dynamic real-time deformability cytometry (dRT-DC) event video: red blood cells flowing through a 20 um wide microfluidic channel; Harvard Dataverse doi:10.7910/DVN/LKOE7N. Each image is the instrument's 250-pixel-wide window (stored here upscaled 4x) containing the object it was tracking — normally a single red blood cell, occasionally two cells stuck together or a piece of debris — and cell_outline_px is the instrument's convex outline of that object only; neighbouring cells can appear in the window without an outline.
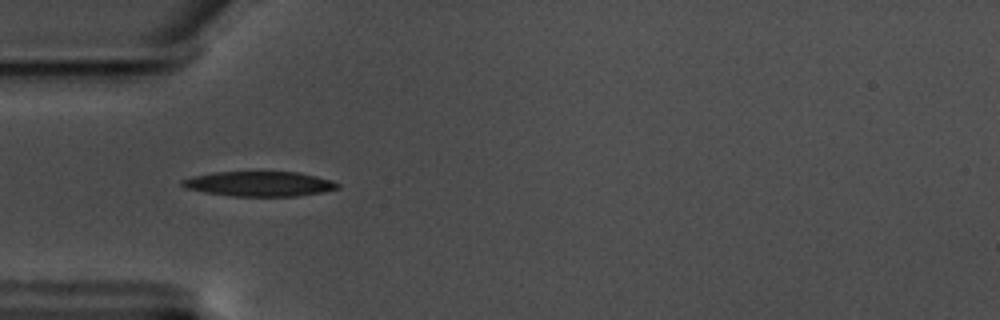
{"species": "common noctule bat (a hibernating species)", "species_latin": "Nyctalus noctula", "temperature_condition": "warm", "stored_images_in_passage": 41, "camera_frame_rate_fps": 3000, "um_per_image_px": 0.085, "animal": {"sex": "male", "body_mass_g": 17.5, "forearm_length_mm": 52.3}, "frame": {"image": 1, "passage_image": 1, "time_ms": 0.0, "image_size_px": [1000, 320], "cell_outline_px": [[340, 188], [324, 192], [296, 196], [232, 196], [204, 192], [184, 188], [180, 184], [180, 180], [212, 172], [296, 172], [316, 176], [332, 180], [340, 184]], "centroid_in_image_um": [22.05, 15.63], "position_along_channel_um": 62.9, "area_um2": 22.6}}
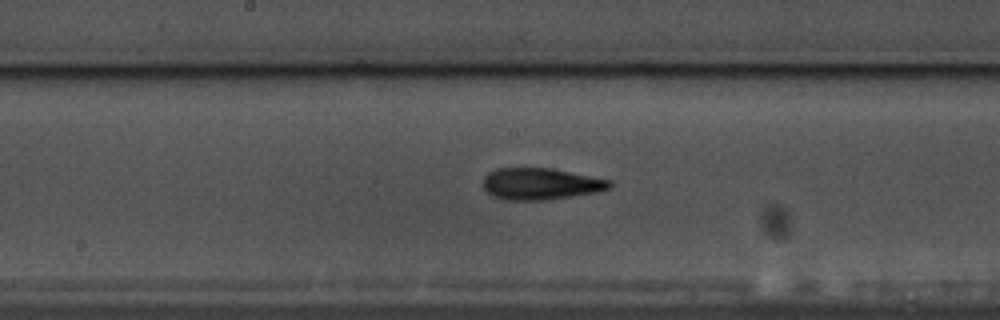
{"frame": {"image": 2, "passage_image": 13, "time_ms": 4.0, "image_size_px": [1000, 320], "cell_outline_px": [[612, 184], [608, 188], [596, 192], [544, 200], [504, 200], [492, 196], [484, 188], [484, 176], [488, 172], [496, 168], [552, 168], [612, 180]], "centroid_in_image_um": [45.93, 15.62], "position_along_channel_um": 202.3, "area_um2": 23.29}}
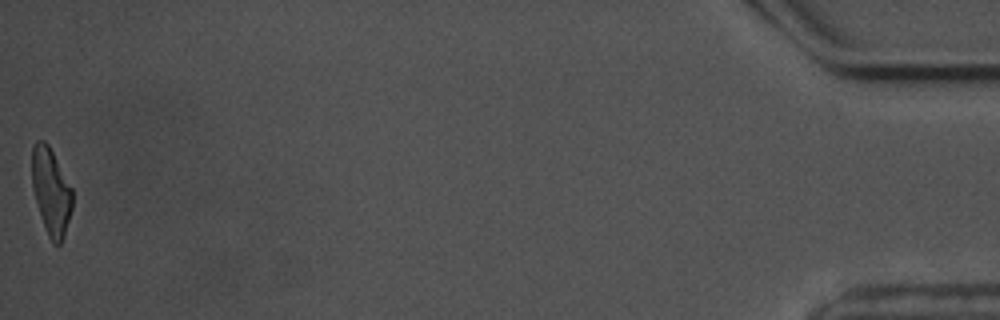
{"frame": {"image": 3, "passage_image": 41, "time_ms": 13.333, "image_size_px": [1000, 320], "cell_outline_px": [[72, 208], [64, 236], [60, 244], [52, 244], [48, 236], [32, 188], [32, 144], [36, 140], [44, 140], [48, 144], [72, 188]], "centroid_in_image_um": [4.33, 16.25], "position_along_channel_um": 430.9, "area_um2": 20.23}, "authors_computed_cell_mechanics": {"area_um2": 22.1374, "velocity_mm_per_s": 3.5256, "shape_relaxation_time_tau1_ms": 4.2672, "shape_relaxation_time_tau2_ms": 3.381, "deformation_change_tau1": 0.1772, "deformation_change_tau2": 0.1372}}